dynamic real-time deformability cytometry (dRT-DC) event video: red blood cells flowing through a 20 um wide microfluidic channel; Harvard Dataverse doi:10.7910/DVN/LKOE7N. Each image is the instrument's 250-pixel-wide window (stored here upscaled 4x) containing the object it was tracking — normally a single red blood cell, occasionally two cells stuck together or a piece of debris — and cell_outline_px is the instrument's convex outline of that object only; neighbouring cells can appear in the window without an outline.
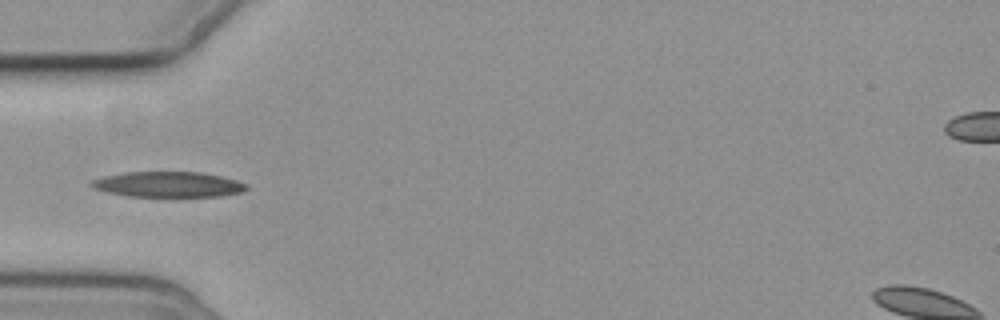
{"species": "common noctule bat (a hibernating species)", "species_latin": "Nyctalus noctula", "temperature_condition": "cold", "stored_images_in_passage": 6, "camera_frame_rate_fps": 3000, "um_per_image_px": 0.085, "animal": {"sex": "female", "body_mass_g": 19.3, "forearm_length_mm": 54.1}, "frame": {"image": 1, "passage_image": 6, "time_ms": 5.667, "image_size_px": [1000, 320], "cell_outline_px": [[248, 188], [244, 192], [220, 196], [128, 196], [108, 192], [92, 188], [88, 184], [92, 180], [104, 176], [124, 172], [200, 172], [220, 176], [236, 180], [248, 184]], "centroid_in_image_um": [14.3, 15.67], "position_along_channel_um": 70.7, "area_um2": 23.0}}